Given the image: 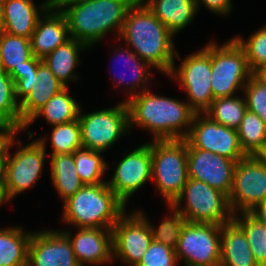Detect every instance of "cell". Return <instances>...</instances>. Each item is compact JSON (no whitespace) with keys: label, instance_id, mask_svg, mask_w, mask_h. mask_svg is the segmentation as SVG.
Segmentation results:
<instances>
[{"label":"cell","instance_id":"obj_1","mask_svg":"<svg viewBox=\"0 0 266 266\" xmlns=\"http://www.w3.org/2000/svg\"><path fill=\"white\" fill-rule=\"evenodd\" d=\"M174 35L161 23L142 0H136L128 9L118 39L152 68L167 76L175 65L174 59H181L174 48Z\"/></svg>","mask_w":266,"mask_h":266},{"label":"cell","instance_id":"obj_2","mask_svg":"<svg viewBox=\"0 0 266 266\" xmlns=\"http://www.w3.org/2000/svg\"><path fill=\"white\" fill-rule=\"evenodd\" d=\"M125 102L129 130L135 124L150 131L152 140H181L189 135L196 112L187 102L155 95L149 89L125 99Z\"/></svg>","mask_w":266,"mask_h":266},{"label":"cell","instance_id":"obj_3","mask_svg":"<svg viewBox=\"0 0 266 266\" xmlns=\"http://www.w3.org/2000/svg\"><path fill=\"white\" fill-rule=\"evenodd\" d=\"M136 0H82L52 2L65 15L70 38L88 48L105 38L108 32L120 36L128 9Z\"/></svg>","mask_w":266,"mask_h":266},{"label":"cell","instance_id":"obj_4","mask_svg":"<svg viewBox=\"0 0 266 266\" xmlns=\"http://www.w3.org/2000/svg\"><path fill=\"white\" fill-rule=\"evenodd\" d=\"M125 207L107 182L85 184L64 202L62 220L76 228L112 229Z\"/></svg>","mask_w":266,"mask_h":266},{"label":"cell","instance_id":"obj_5","mask_svg":"<svg viewBox=\"0 0 266 266\" xmlns=\"http://www.w3.org/2000/svg\"><path fill=\"white\" fill-rule=\"evenodd\" d=\"M151 180L164 198L172 204L181 194L188 180L187 142L181 140H152Z\"/></svg>","mask_w":266,"mask_h":266},{"label":"cell","instance_id":"obj_6","mask_svg":"<svg viewBox=\"0 0 266 266\" xmlns=\"http://www.w3.org/2000/svg\"><path fill=\"white\" fill-rule=\"evenodd\" d=\"M171 205L189 222L223 225L233 219L228 197L205 182L192 178H188L181 194Z\"/></svg>","mask_w":266,"mask_h":266},{"label":"cell","instance_id":"obj_7","mask_svg":"<svg viewBox=\"0 0 266 266\" xmlns=\"http://www.w3.org/2000/svg\"><path fill=\"white\" fill-rule=\"evenodd\" d=\"M211 88L213 100L233 96L244 90L252 72L248 66L244 49L234 38L218 46L210 42Z\"/></svg>","mask_w":266,"mask_h":266},{"label":"cell","instance_id":"obj_8","mask_svg":"<svg viewBox=\"0 0 266 266\" xmlns=\"http://www.w3.org/2000/svg\"><path fill=\"white\" fill-rule=\"evenodd\" d=\"M16 135L17 133L7 145L3 170L7 192L11 199L32 188L39 180L43 171L42 167L45 165L47 148L46 135L25 146H22L21 141L14 139ZM15 144L22 147L18 146L16 153L12 155L9 150L15 147Z\"/></svg>","mask_w":266,"mask_h":266},{"label":"cell","instance_id":"obj_9","mask_svg":"<svg viewBox=\"0 0 266 266\" xmlns=\"http://www.w3.org/2000/svg\"><path fill=\"white\" fill-rule=\"evenodd\" d=\"M172 67L168 76L180 84L186 94L187 103L196 113H204L213 101L211 88L210 43L197 52H193L178 68Z\"/></svg>","mask_w":266,"mask_h":266},{"label":"cell","instance_id":"obj_10","mask_svg":"<svg viewBox=\"0 0 266 266\" xmlns=\"http://www.w3.org/2000/svg\"><path fill=\"white\" fill-rule=\"evenodd\" d=\"M78 120L81 126L83 148L105 152L129 130L128 108L125 100L117 106L82 114Z\"/></svg>","mask_w":266,"mask_h":266},{"label":"cell","instance_id":"obj_11","mask_svg":"<svg viewBox=\"0 0 266 266\" xmlns=\"http://www.w3.org/2000/svg\"><path fill=\"white\" fill-rule=\"evenodd\" d=\"M221 225L187 221L175 249L185 266H220Z\"/></svg>","mask_w":266,"mask_h":266},{"label":"cell","instance_id":"obj_12","mask_svg":"<svg viewBox=\"0 0 266 266\" xmlns=\"http://www.w3.org/2000/svg\"><path fill=\"white\" fill-rule=\"evenodd\" d=\"M135 211L127 216L124 212L112 228L113 260L128 266H137L153 241L150 221Z\"/></svg>","mask_w":266,"mask_h":266},{"label":"cell","instance_id":"obj_13","mask_svg":"<svg viewBox=\"0 0 266 266\" xmlns=\"http://www.w3.org/2000/svg\"><path fill=\"white\" fill-rule=\"evenodd\" d=\"M266 199V166L257 157L237 161L228 202L233 215L249 213ZM239 210V212H238Z\"/></svg>","mask_w":266,"mask_h":266},{"label":"cell","instance_id":"obj_14","mask_svg":"<svg viewBox=\"0 0 266 266\" xmlns=\"http://www.w3.org/2000/svg\"><path fill=\"white\" fill-rule=\"evenodd\" d=\"M185 140L187 148L207 150L236 162L246 156L240 147L237 130L219 124L205 113L195 114Z\"/></svg>","mask_w":266,"mask_h":266},{"label":"cell","instance_id":"obj_15","mask_svg":"<svg viewBox=\"0 0 266 266\" xmlns=\"http://www.w3.org/2000/svg\"><path fill=\"white\" fill-rule=\"evenodd\" d=\"M65 87L43 61L38 65L37 73L21 76L15 82V97L19 102L21 121L26 124L41 107Z\"/></svg>","mask_w":266,"mask_h":266},{"label":"cell","instance_id":"obj_16","mask_svg":"<svg viewBox=\"0 0 266 266\" xmlns=\"http://www.w3.org/2000/svg\"><path fill=\"white\" fill-rule=\"evenodd\" d=\"M151 167V145L147 142L120 160L112 179L107 181L108 186L126 205L129 198L151 179Z\"/></svg>","mask_w":266,"mask_h":266},{"label":"cell","instance_id":"obj_17","mask_svg":"<svg viewBox=\"0 0 266 266\" xmlns=\"http://www.w3.org/2000/svg\"><path fill=\"white\" fill-rule=\"evenodd\" d=\"M236 163L207 150L187 148L188 178L203 181L227 197L232 189Z\"/></svg>","mask_w":266,"mask_h":266},{"label":"cell","instance_id":"obj_18","mask_svg":"<svg viewBox=\"0 0 266 266\" xmlns=\"http://www.w3.org/2000/svg\"><path fill=\"white\" fill-rule=\"evenodd\" d=\"M27 266H80L70 239L63 231L32 232Z\"/></svg>","mask_w":266,"mask_h":266},{"label":"cell","instance_id":"obj_19","mask_svg":"<svg viewBox=\"0 0 266 266\" xmlns=\"http://www.w3.org/2000/svg\"><path fill=\"white\" fill-rule=\"evenodd\" d=\"M62 231L70 239L80 266L108 264L113 261L112 229L78 228L75 235H71L70 230Z\"/></svg>","mask_w":266,"mask_h":266},{"label":"cell","instance_id":"obj_20","mask_svg":"<svg viewBox=\"0 0 266 266\" xmlns=\"http://www.w3.org/2000/svg\"><path fill=\"white\" fill-rule=\"evenodd\" d=\"M70 39L67 19L53 3L39 17L30 38L32 53L43 59Z\"/></svg>","mask_w":266,"mask_h":266},{"label":"cell","instance_id":"obj_21","mask_svg":"<svg viewBox=\"0 0 266 266\" xmlns=\"http://www.w3.org/2000/svg\"><path fill=\"white\" fill-rule=\"evenodd\" d=\"M33 1L5 0L3 2L4 27L2 31L15 36L31 38L39 17L52 4V0H46L38 7Z\"/></svg>","mask_w":266,"mask_h":266},{"label":"cell","instance_id":"obj_22","mask_svg":"<svg viewBox=\"0 0 266 266\" xmlns=\"http://www.w3.org/2000/svg\"><path fill=\"white\" fill-rule=\"evenodd\" d=\"M220 266H259L243 229L233 219L221 225Z\"/></svg>","mask_w":266,"mask_h":266},{"label":"cell","instance_id":"obj_23","mask_svg":"<svg viewBox=\"0 0 266 266\" xmlns=\"http://www.w3.org/2000/svg\"><path fill=\"white\" fill-rule=\"evenodd\" d=\"M154 16L176 36L197 14L195 0H142Z\"/></svg>","mask_w":266,"mask_h":266},{"label":"cell","instance_id":"obj_24","mask_svg":"<svg viewBox=\"0 0 266 266\" xmlns=\"http://www.w3.org/2000/svg\"><path fill=\"white\" fill-rule=\"evenodd\" d=\"M87 48L85 44L70 38L45 56L42 61L55 77L67 87L69 80L76 81L78 79L75 68L80 64L79 53Z\"/></svg>","mask_w":266,"mask_h":266},{"label":"cell","instance_id":"obj_25","mask_svg":"<svg viewBox=\"0 0 266 266\" xmlns=\"http://www.w3.org/2000/svg\"><path fill=\"white\" fill-rule=\"evenodd\" d=\"M69 87H65L59 93L55 94L43 107H41L33 117L24 125L28 127L38 118L43 117L51 126L63 124L78 119L81 106L69 94Z\"/></svg>","mask_w":266,"mask_h":266},{"label":"cell","instance_id":"obj_26","mask_svg":"<svg viewBox=\"0 0 266 266\" xmlns=\"http://www.w3.org/2000/svg\"><path fill=\"white\" fill-rule=\"evenodd\" d=\"M31 236L19 227L0 229V266H27Z\"/></svg>","mask_w":266,"mask_h":266},{"label":"cell","instance_id":"obj_27","mask_svg":"<svg viewBox=\"0 0 266 266\" xmlns=\"http://www.w3.org/2000/svg\"><path fill=\"white\" fill-rule=\"evenodd\" d=\"M50 171L52 184L63 198V202L84 185L76 171L73 154L51 155Z\"/></svg>","mask_w":266,"mask_h":266},{"label":"cell","instance_id":"obj_28","mask_svg":"<svg viewBox=\"0 0 266 266\" xmlns=\"http://www.w3.org/2000/svg\"><path fill=\"white\" fill-rule=\"evenodd\" d=\"M114 50L115 51H113V52H115V55L126 60V65H128L127 67H129V69L132 70V72L129 76L131 79H128V81H125L126 75H121V76H120V74L117 75V76H119V79H118V77H115L116 75L114 76L115 77L114 81L117 80V83L119 84L118 86H120V87L124 86L123 89L126 87L125 90L127 92L129 91L128 88L130 85V92L132 90L133 91L130 93L128 98H131L134 95H137V94L141 93L142 91L149 89V88H147L148 87L147 84L150 82L149 79H151V78H149V76L152 74L150 71L151 66L149 64H147L145 61H143L134 51H132V49L130 50V48H126L125 46L122 48V46H119V48L117 47ZM118 63L120 64V62H118ZM147 81H148V83H147ZM125 82H128V84ZM122 84H123V86H122Z\"/></svg>","mask_w":266,"mask_h":266},{"label":"cell","instance_id":"obj_29","mask_svg":"<svg viewBox=\"0 0 266 266\" xmlns=\"http://www.w3.org/2000/svg\"><path fill=\"white\" fill-rule=\"evenodd\" d=\"M33 56L30 38L0 32V68L9 73Z\"/></svg>","mask_w":266,"mask_h":266},{"label":"cell","instance_id":"obj_30","mask_svg":"<svg viewBox=\"0 0 266 266\" xmlns=\"http://www.w3.org/2000/svg\"><path fill=\"white\" fill-rule=\"evenodd\" d=\"M247 109L245 97L234 95L214 99L204 113L219 124L237 130Z\"/></svg>","mask_w":266,"mask_h":266},{"label":"cell","instance_id":"obj_31","mask_svg":"<svg viewBox=\"0 0 266 266\" xmlns=\"http://www.w3.org/2000/svg\"><path fill=\"white\" fill-rule=\"evenodd\" d=\"M102 153L104 152L83 147L73 152L76 171L84 185H98L107 182L102 178L108 169V163L101 157Z\"/></svg>","mask_w":266,"mask_h":266},{"label":"cell","instance_id":"obj_32","mask_svg":"<svg viewBox=\"0 0 266 266\" xmlns=\"http://www.w3.org/2000/svg\"><path fill=\"white\" fill-rule=\"evenodd\" d=\"M0 123L12 127L17 133L23 131L19 102L15 97V83L8 73L0 68Z\"/></svg>","mask_w":266,"mask_h":266},{"label":"cell","instance_id":"obj_33","mask_svg":"<svg viewBox=\"0 0 266 266\" xmlns=\"http://www.w3.org/2000/svg\"><path fill=\"white\" fill-rule=\"evenodd\" d=\"M237 132L240 147L246 156H254L266 141V124L248 109Z\"/></svg>","mask_w":266,"mask_h":266},{"label":"cell","instance_id":"obj_34","mask_svg":"<svg viewBox=\"0 0 266 266\" xmlns=\"http://www.w3.org/2000/svg\"><path fill=\"white\" fill-rule=\"evenodd\" d=\"M241 214V215H238ZM233 215V220L243 229L255 261L266 266V227L250 213Z\"/></svg>","mask_w":266,"mask_h":266},{"label":"cell","instance_id":"obj_35","mask_svg":"<svg viewBox=\"0 0 266 266\" xmlns=\"http://www.w3.org/2000/svg\"><path fill=\"white\" fill-rule=\"evenodd\" d=\"M52 127L50 143L53 152L51 155L73 154L75 150L82 148L81 126L78 119Z\"/></svg>","mask_w":266,"mask_h":266},{"label":"cell","instance_id":"obj_36","mask_svg":"<svg viewBox=\"0 0 266 266\" xmlns=\"http://www.w3.org/2000/svg\"><path fill=\"white\" fill-rule=\"evenodd\" d=\"M168 206L172 212L171 216L169 214V217H167L166 214L164 220H162L157 227H154L150 223V228L154 241H158L173 249H176L182 229L187 220L173 205L168 204Z\"/></svg>","mask_w":266,"mask_h":266},{"label":"cell","instance_id":"obj_37","mask_svg":"<svg viewBox=\"0 0 266 266\" xmlns=\"http://www.w3.org/2000/svg\"><path fill=\"white\" fill-rule=\"evenodd\" d=\"M244 49L248 66L253 73L259 67L266 65V25L243 39L242 36L233 37Z\"/></svg>","mask_w":266,"mask_h":266},{"label":"cell","instance_id":"obj_38","mask_svg":"<svg viewBox=\"0 0 266 266\" xmlns=\"http://www.w3.org/2000/svg\"><path fill=\"white\" fill-rule=\"evenodd\" d=\"M177 264L175 249L153 240L137 266H177Z\"/></svg>","mask_w":266,"mask_h":266},{"label":"cell","instance_id":"obj_39","mask_svg":"<svg viewBox=\"0 0 266 266\" xmlns=\"http://www.w3.org/2000/svg\"><path fill=\"white\" fill-rule=\"evenodd\" d=\"M243 92L248 110L256 113L266 124V86L252 75Z\"/></svg>","mask_w":266,"mask_h":266},{"label":"cell","instance_id":"obj_40","mask_svg":"<svg viewBox=\"0 0 266 266\" xmlns=\"http://www.w3.org/2000/svg\"><path fill=\"white\" fill-rule=\"evenodd\" d=\"M197 5V10L199 11V4H204L206 9H209L214 14L228 15L232 9L231 0H195Z\"/></svg>","mask_w":266,"mask_h":266},{"label":"cell","instance_id":"obj_41","mask_svg":"<svg viewBox=\"0 0 266 266\" xmlns=\"http://www.w3.org/2000/svg\"><path fill=\"white\" fill-rule=\"evenodd\" d=\"M41 62L42 59L33 55L28 61H26V65L20 68H13L8 74L15 83L21 76H29L33 75V73H37L38 65Z\"/></svg>","mask_w":266,"mask_h":266},{"label":"cell","instance_id":"obj_42","mask_svg":"<svg viewBox=\"0 0 266 266\" xmlns=\"http://www.w3.org/2000/svg\"><path fill=\"white\" fill-rule=\"evenodd\" d=\"M16 133L12 127L0 123V157H5L7 145Z\"/></svg>","mask_w":266,"mask_h":266},{"label":"cell","instance_id":"obj_43","mask_svg":"<svg viewBox=\"0 0 266 266\" xmlns=\"http://www.w3.org/2000/svg\"><path fill=\"white\" fill-rule=\"evenodd\" d=\"M253 217L266 227V199L260 202L252 211L249 212Z\"/></svg>","mask_w":266,"mask_h":266},{"label":"cell","instance_id":"obj_44","mask_svg":"<svg viewBox=\"0 0 266 266\" xmlns=\"http://www.w3.org/2000/svg\"><path fill=\"white\" fill-rule=\"evenodd\" d=\"M12 199L9 197L7 192V186L5 184V179L0 178V206L4 203L11 201Z\"/></svg>","mask_w":266,"mask_h":266},{"label":"cell","instance_id":"obj_45","mask_svg":"<svg viewBox=\"0 0 266 266\" xmlns=\"http://www.w3.org/2000/svg\"><path fill=\"white\" fill-rule=\"evenodd\" d=\"M252 75L263 85L266 86V65H263L256 69Z\"/></svg>","mask_w":266,"mask_h":266},{"label":"cell","instance_id":"obj_46","mask_svg":"<svg viewBox=\"0 0 266 266\" xmlns=\"http://www.w3.org/2000/svg\"><path fill=\"white\" fill-rule=\"evenodd\" d=\"M255 156L264 166H266V141L262 148L255 154Z\"/></svg>","mask_w":266,"mask_h":266},{"label":"cell","instance_id":"obj_47","mask_svg":"<svg viewBox=\"0 0 266 266\" xmlns=\"http://www.w3.org/2000/svg\"><path fill=\"white\" fill-rule=\"evenodd\" d=\"M4 27V19H3V3H0V32Z\"/></svg>","mask_w":266,"mask_h":266},{"label":"cell","instance_id":"obj_48","mask_svg":"<svg viewBox=\"0 0 266 266\" xmlns=\"http://www.w3.org/2000/svg\"><path fill=\"white\" fill-rule=\"evenodd\" d=\"M4 158L5 157H0V178H3Z\"/></svg>","mask_w":266,"mask_h":266},{"label":"cell","instance_id":"obj_49","mask_svg":"<svg viewBox=\"0 0 266 266\" xmlns=\"http://www.w3.org/2000/svg\"><path fill=\"white\" fill-rule=\"evenodd\" d=\"M76 1H82V0H52V2H76Z\"/></svg>","mask_w":266,"mask_h":266}]
</instances>
